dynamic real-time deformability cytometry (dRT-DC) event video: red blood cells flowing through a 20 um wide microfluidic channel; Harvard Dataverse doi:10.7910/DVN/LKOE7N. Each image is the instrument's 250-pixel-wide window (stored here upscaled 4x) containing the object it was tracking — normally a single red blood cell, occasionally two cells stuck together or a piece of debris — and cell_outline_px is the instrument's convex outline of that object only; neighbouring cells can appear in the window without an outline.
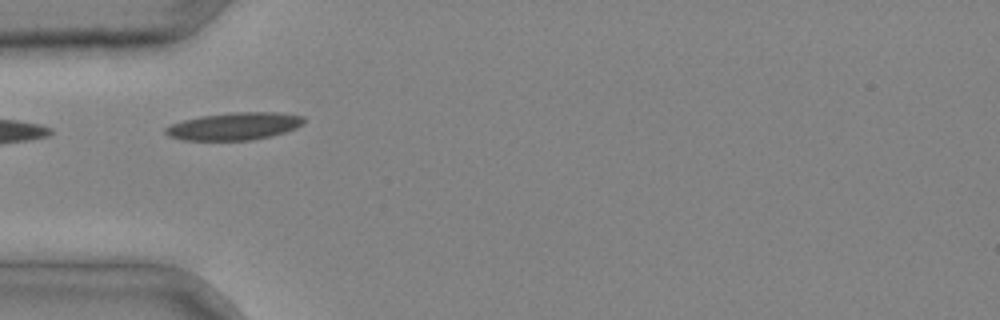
{"species": "common noctule bat (a hibernating species)", "species_latin": "Nyctalus noctula", "temperature_condition": "cold", "stored_images_in_passage": 4, "camera_frame_rate_fps": 3000, "um_per_image_px": 0.085, "animal": {"sex": "male", "body_mass_g": 20.4}, "frame": {"image": 1, "passage_image": 4, "time_ms": 1.0, "image_size_px": [1000, 320], "cell_outline_px": [[304, 124], [296, 128], [272, 136], [252, 140], [180, 140], [168, 136], [164, 132], [164, 128], [172, 124], [184, 120], [200, 116], [232, 112], [276, 112], [304, 116]], "centroid_in_image_um": [19.91, 10.73], "position_along_channel_um": 65.1, "area_um2": 22.25}}